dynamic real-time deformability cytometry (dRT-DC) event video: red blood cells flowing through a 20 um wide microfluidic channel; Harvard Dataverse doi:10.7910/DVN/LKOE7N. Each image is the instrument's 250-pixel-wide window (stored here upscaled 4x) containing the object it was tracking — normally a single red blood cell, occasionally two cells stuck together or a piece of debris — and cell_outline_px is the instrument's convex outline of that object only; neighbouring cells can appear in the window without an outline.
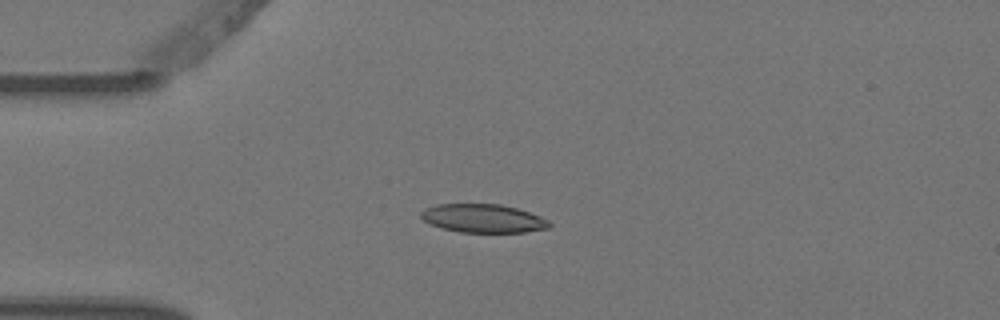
{"species": "Egyptian fruit bat (a non-hibernating species)", "species_latin": "Rousettus aegyptiacus", "temperature_condition": "warm", "stored_images_in_passage": 5, "camera_frame_rate_fps": 3000, "um_per_image_px": 0.085, "animal": {"sex": "female"}, "frame": {"image": 1, "passage_image": 4, "time_ms": 1.0, "image_size_px": [1000, 320], "cell_outline_px": [[552, 224], [548, 228], [524, 232], [460, 232], [440, 228], [428, 224], [420, 216], [420, 212], [424, 208], [436, 204], [500, 204], [516, 208], [540, 216], [548, 220]], "centroid_in_image_um": [41.02, 18.56], "position_along_channel_um": 44.0, "area_um2": 21.39}}